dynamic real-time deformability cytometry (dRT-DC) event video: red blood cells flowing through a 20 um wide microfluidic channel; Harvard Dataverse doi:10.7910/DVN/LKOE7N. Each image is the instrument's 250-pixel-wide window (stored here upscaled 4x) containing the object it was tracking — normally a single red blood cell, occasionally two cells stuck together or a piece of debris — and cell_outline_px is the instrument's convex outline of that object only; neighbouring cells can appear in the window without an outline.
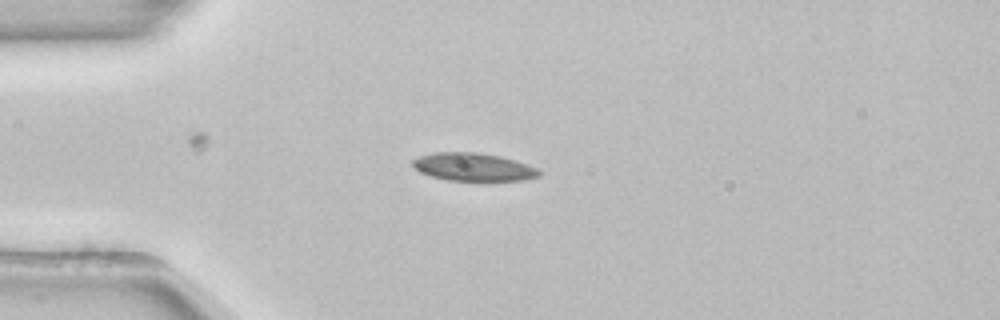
{"species": "common noctule bat (a hibernating species)", "species_latin": "Nyctalus noctula", "temperature_condition": "room temperature", "stored_images_in_passage": 29, "camera_frame_rate_fps": 3000, "um_per_image_px": 0.085, "animal": {"sex": "female", "body_mass_g": 22.7, "forearm_length_mm": 54.2}, "frame": {"image": 1, "passage_image": 5, "time_ms": 1.333, "image_size_px": [1000, 320], "cell_outline_px": [[540, 176], [524, 180], [448, 180], [432, 176], [420, 172], [412, 164], [412, 160], [420, 156], [436, 152], [476, 152], [500, 156], [516, 160], [528, 164], [536, 168], [540, 172]], "centroid_in_image_um": [40.25, 14.18], "position_along_channel_um": 44.7, "area_um2": 20.4}}